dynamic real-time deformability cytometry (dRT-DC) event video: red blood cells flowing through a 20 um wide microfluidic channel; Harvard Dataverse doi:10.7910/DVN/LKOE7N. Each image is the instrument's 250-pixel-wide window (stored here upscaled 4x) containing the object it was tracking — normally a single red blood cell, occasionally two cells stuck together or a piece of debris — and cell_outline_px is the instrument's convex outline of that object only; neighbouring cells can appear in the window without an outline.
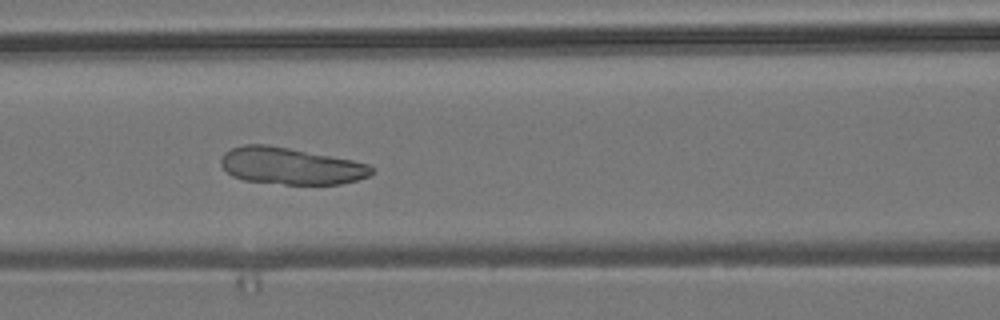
{"species": "common noctule bat (a hibernating species)", "species_latin": "Nyctalus noctula", "temperature_condition": "room temperature", "stored_images_in_passage": 10, "camera_frame_rate_fps": 3000, "um_per_image_px": 0.085, "animal": {"sex": "male", "body_mass_g": 19.2, "forearm_length_mm": 51.8}, "frame": {"image": 1, "passage_image": 7, "time_ms": 2.0, "image_size_px": [1000, 320], "cell_outline_px": [[372, 172], [368, 176], [356, 180], [340, 184], [284, 184], [244, 180], [232, 176], [220, 164], [220, 160], [224, 152], [232, 148], [244, 144], [268, 144], [352, 160], [368, 164], [372, 168]], "centroid_in_image_um": [24.67, 14.1], "position_along_channel_um": 141.9, "area_um2": 32.14}}
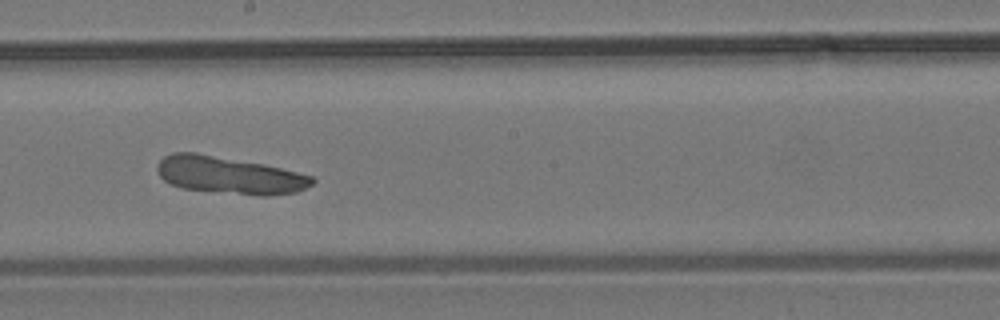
{"frame": {"image": 2, "passage_image": 9, "time_ms": 2.667, "image_size_px": [1000, 320], "cell_outline_px": [[316, 180], [312, 184], [296, 192], [268, 196], [260, 196], [184, 188], [172, 184], [164, 180], [160, 176], [156, 168], [160, 160], [164, 156], [172, 152], [196, 152], [264, 164], [312, 176]], "centroid_in_image_um": [19.48, 14.88], "position_along_channel_um": 228.7, "area_um2": 33.47}}
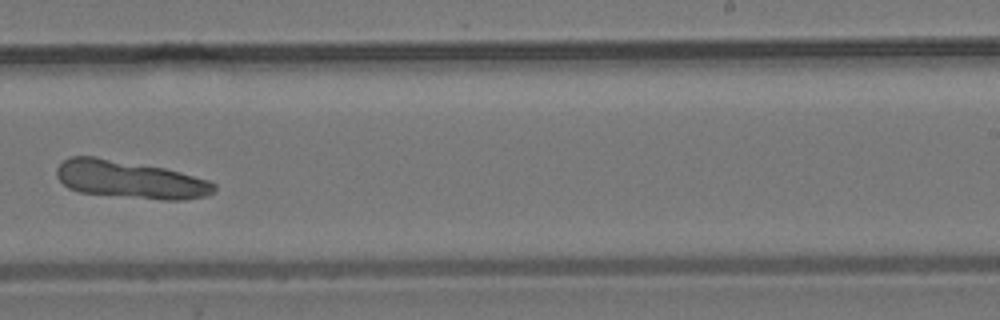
{"frame": {"image": 3, "passage_image": 10, "time_ms": 3.0, "image_size_px": [1000, 320], "cell_outline_px": [[216, 188], [208, 196], [184, 200], [160, 200], [80, 192], [68, 188], [56, 176], [56, 168], [68, 156], [96, 156], [164, 168], [180, 172], [208, 180], [216, 184]], "centroid_in_image_um": [11.05, 15.26], "position_along_channel_um": 277.9, "area_um2": 34.68}}